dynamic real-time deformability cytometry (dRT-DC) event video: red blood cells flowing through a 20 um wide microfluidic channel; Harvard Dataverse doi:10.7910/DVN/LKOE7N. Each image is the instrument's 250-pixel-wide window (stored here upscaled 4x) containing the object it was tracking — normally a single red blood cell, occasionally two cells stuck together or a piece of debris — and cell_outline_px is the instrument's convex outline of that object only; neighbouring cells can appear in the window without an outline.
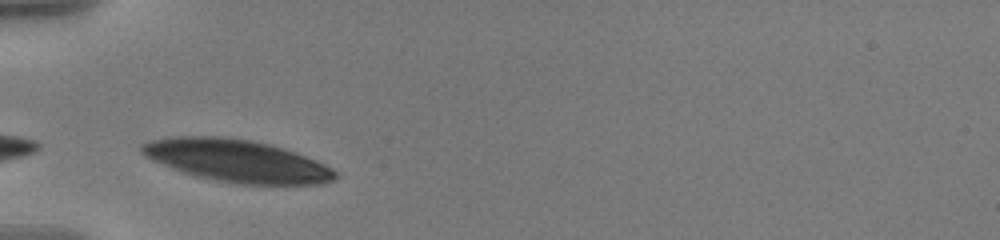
{"species": "human", "species_latin": "Homo sapiens", "temperature_condition": "warm", "stored_images_in_passage": 31, "camera_frame_rate_fps": 3000, "um_per_image_px": 0.085, "donor": {"sex": "male"}, "frame": {"image": 1, "passage_image": 1, "time_ms": 0.0, "image_size_px": [1000, 240], "cell_outline_px": [[340, 176], [332, 180], [320, 184], [236, 184], [196, 176], [172, 168], [152, 160], [144, 156], [140, 152], [140, 144], [152, 140], [172, 136], [220, 136], [252, 140], [272, 144], [296, 152], [316, 160], [332, 168]], "centroid_in_image_um": [20.13, 13.65], "position_along_channel_um": 64.9, "area_um2": 47.92}}
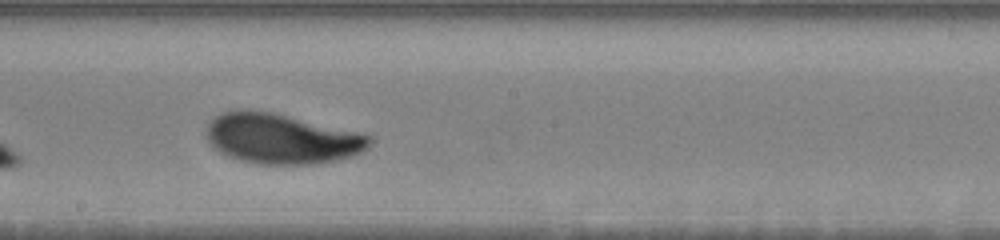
{"frame": {"image": 2, "passage_image": 15, "time_ms": 4.667, "image_size_px": [1000, 240], "cell_outline_px": [[372, 144], [368, 148], [352, 156], [336, 160], [316, 164], [256, 164], [240, 160], [228, 156], [220, 152], [208, 140], [208, 124], [220, 112], [236, 108], [252, 108], [272, 112], [356, 132], [372, 136]], "centroid_in_image_um": [23.91, 11.77], "position_along_channel_um": 224.3, "area_um2": 47.69}}
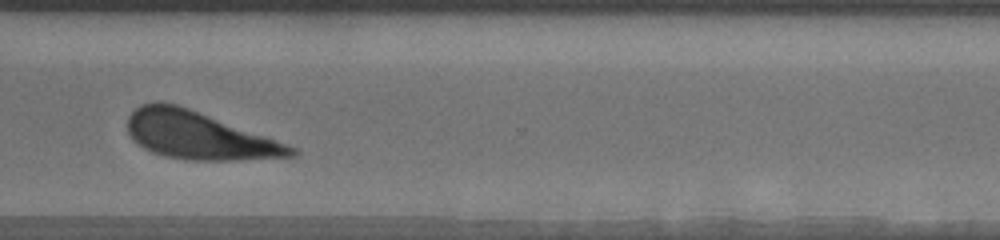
{"frame": {"image": 3, "passage_image": 26, "time_ms": 8.333, "image_size_px": [1000, 240], "cell_outline_px": [[296, 156], [236, 160], [188, 160], [164, 156], [152, 152], [144, 148], [132, 140], [128, 132], [128, 116], [140, 104], [156, 100], [160, 100], [176, 104], [188, 108], [268, 136], [296, 148]], "centroid_in_image_um": [16.86, 11.5], "position_along_channel_um": 353.7, "area_um2": 45.37}, "authors_computed_cell_mechanics": {"area_um2": 47.9162, "velocity_mm_per_s": 3.5331, "shape_relaxation_time_tau1_ms": 3.0261, "shape_relaxation_time_tau2_ms": null, "deformation_change_tau1": 0.1593, "deformation_change_tau2": null}}